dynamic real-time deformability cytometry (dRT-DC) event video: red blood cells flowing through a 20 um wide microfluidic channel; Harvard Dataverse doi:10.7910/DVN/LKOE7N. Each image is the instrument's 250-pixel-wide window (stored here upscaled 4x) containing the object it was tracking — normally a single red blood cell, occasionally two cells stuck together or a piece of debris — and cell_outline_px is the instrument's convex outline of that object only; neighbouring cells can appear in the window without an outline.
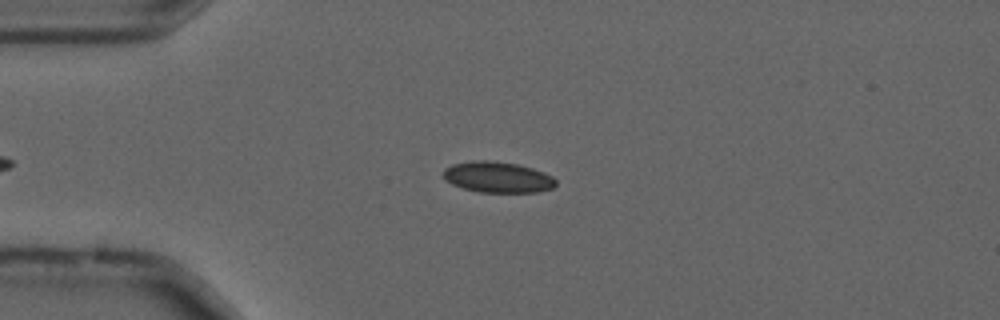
{"species": "common noctule bat (a hibernating species)", "species_latin": "Nyctalus noctula", "temperature_condition": "cold", "stored_images_in_passage": 43, "camera_frame_rate_fps": 3000, "um_per_image_px": 0.085, "animal": {"sex": "male", "forearm_length_mm": 52.5}, "frame": {"image": 1, "passage_image": 6, "time_ms": 1.667, "image_size_px": [1000, 320], "cell_outline_px": [[556, 184], [552, 188], [540, 192], [480, 192], [464, 188], [452, 184], [444, 180], [444, 168], [452, 164], [472, 160], [488, 160], [516, 164], [532, 168], [544, 172], [552, 176], [556, 180]], "centroid_in_image_um": [42.3, 15.06], "position_along_channel_um": 42.7, "area_um2": 20.29}}
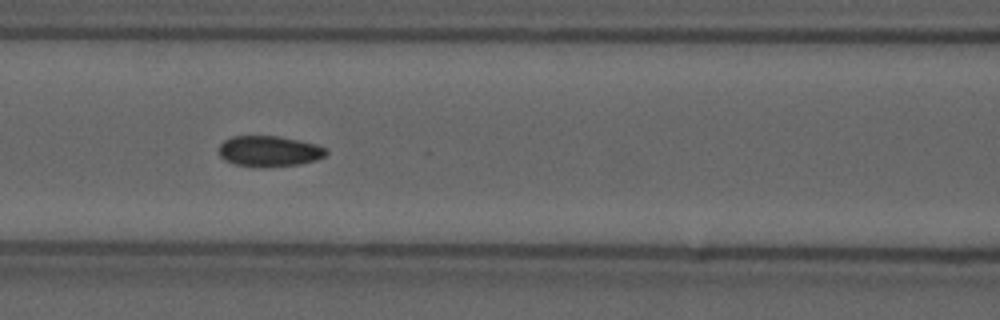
{"frame": {"image": 2, "passage_image": 16, "time_ms": 5.0, "image_size_px": [1000, 320], "cell_outline_px": [[328, 152], [324, 156], [316, 160], [300, 164], [236, 164], [224, 160], [220, 156], [220, 144], [224, 140], [232, 136], [280, 136], [316, 144], [324, 148]], "centroid_in_image_um": [22.89, 12.8], "position_along_channel_um": 143.7, "area_um2": 18.32}}
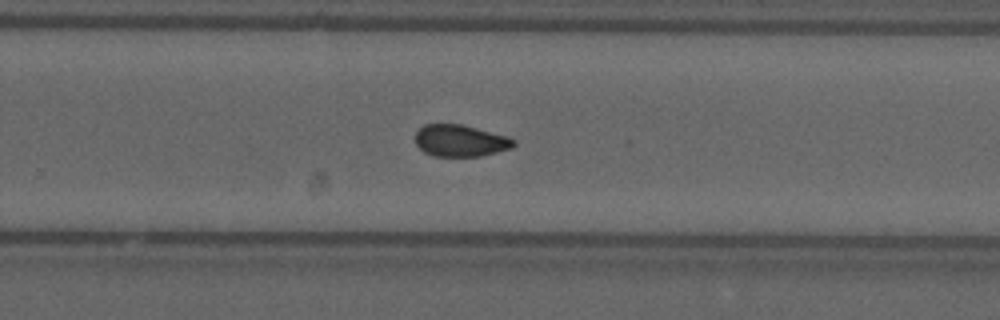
{"frame": {"image": 3, "passage_image": 28, "time_ms": 9.0, "image_size_px": [1000, 320], "cell_outline_px": [[516, 144], [512, 148], [480, 156], [432, 156], [424, 152], [416, 144], [416, 132], [424, 124], [460, 124], [508, 136], [516, 140]], "centroid_in_image_um": [39.14, 11.96], "position_along_channel_um": 290.7, "area_um2": 18.21}, "authors_computed_cell_mechanics": {"area_um2": 19.074, "velocity_mm_per_s": 3.692, "shape_relaxation_time_tau1_ms": null, "shape_relaxation_time_tau2_ms": 2.1971, "deformation_change_tau1": null, "deformation_change_tau2": 0.0587}}